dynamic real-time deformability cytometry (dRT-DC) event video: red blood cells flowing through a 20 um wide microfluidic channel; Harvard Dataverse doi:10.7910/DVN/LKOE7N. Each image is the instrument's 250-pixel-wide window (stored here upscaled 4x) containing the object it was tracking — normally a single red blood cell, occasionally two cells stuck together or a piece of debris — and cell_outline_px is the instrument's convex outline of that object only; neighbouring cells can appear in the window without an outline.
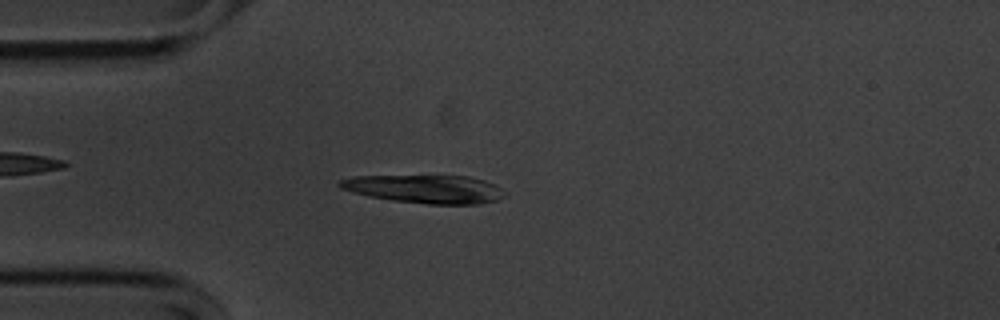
{"species": "common noctule bat (a hibernating species)", "species_latin": "Nyctalus noctula", "temperature_condition": "cold", "stored_images_in_passage": 54, "camera_frame_rate_fps": 3000, "um_per_image_px": 0.085, "animal": {"sex": "male", "body_mass_g": 20.1, "forearm_length_mm": 53.5}, "frame": {"image": 1, "passage_image": 14, "time_ms": 4.333, "image_size_px": [1000, 320], "cell_outline_px": [[504, 196], [496, 200], [480, 204], [428, 204], [392, 200], [368, 196], [352, 192], [340, 188], [336, 184], [340, 180], [352, 176], [468, 176], [484, 180], [496, 184], [504, 192]], "centroid_in_image_um": [36.11, 16.06], "position_along_channel_um": 48.9, "area_um2": 27.17}}